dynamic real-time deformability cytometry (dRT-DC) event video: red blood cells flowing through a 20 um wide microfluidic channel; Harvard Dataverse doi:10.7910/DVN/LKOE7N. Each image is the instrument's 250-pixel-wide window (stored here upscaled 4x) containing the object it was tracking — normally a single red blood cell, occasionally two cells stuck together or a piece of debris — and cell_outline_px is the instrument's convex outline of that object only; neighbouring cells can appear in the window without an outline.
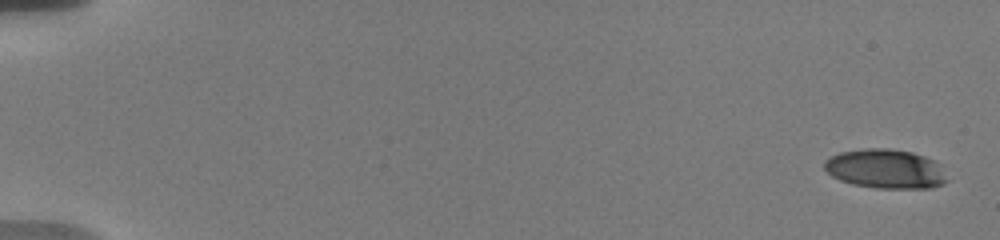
{"species": "human", "species_latin": "Homo sapiens", "temperature_condition": "warm", "stored_images_in_passage": 42, "camera_frame_rate_fps": 3000, "um_per_image_px": 0.085, "donor": {"sex": "male"}, "frame": {"image": 1, "passage_image": 1, "time_ms": 0.0, "image_size_px": [1000, 240], "cell_outline_px": [[948, 180], [944, 184], [932, 188], [876, 188], [852, 184], [840, 180], [832, 176], [824, 168], [824, 160], [840, 152], [864, 148], [888, 148], [912, 152], [924, 156], [932, 160], [936, 164]], "centroid_in_image_um": [75.23, 14.36], "position_along_channel_um": 9.8, "area_um2": 27.92}}
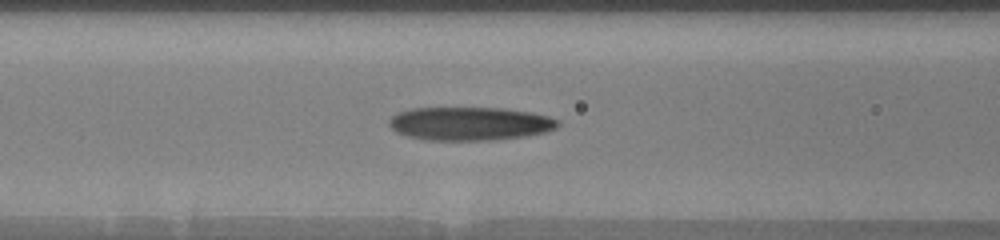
{"frame": {"image": 2, "passage_image": 16, "time_ms": 8.0, "image_size_px": [1000, 240], "cell_outline_px": [[560, 124], [556, 128], [548, 132], [524, 136], [492, 140], [424, 140], [408, 136], [396, 132], [388, 124], [388, 120], [396, 112], [412, 108], [504, 108], [532, 112], [548, 116], [560, 120]], "centroid_in_image_um": [39.94, 10.5], "position_along_channel_um": 126.7, "area_um2": 33.18}}
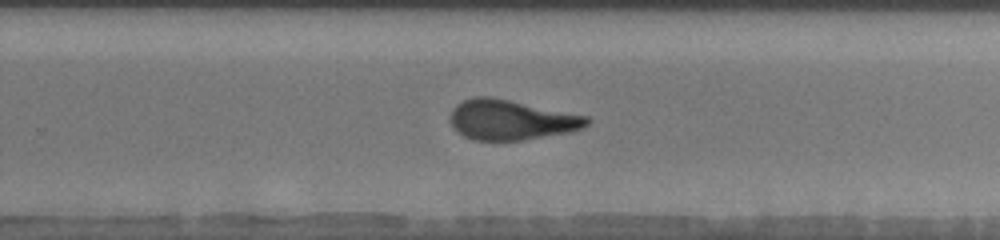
{"frame": {"image": 3, "passage_image": 28, "time_ms": 12.333, "image_size_px": [1000, 240], "cell_outline_px": [[592, 120], [588, 124], [572, 132], [520, 140], [472, 140], [456, 132], [452, 128], [448, 116], [452, 108], [456, 104], [464, 100], [476, 96], [492, 96], [588, 116]], "centroid_in_image_um": [43.4, 10.18], "position_along_channel_um": 286.4, "area_um2": 32.25}, "authors_computed_cell_mechanics": {"area_um2": 32.079, "velocity_mm_per_s": 3.6918, "shape_relaxation_time_tau1_ms": null, "shape_relaxation_time_tau2_ms": 1.611, "deformation_change_tau1": null, "deformation_change_tau2": 0.1071}}